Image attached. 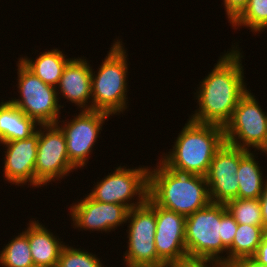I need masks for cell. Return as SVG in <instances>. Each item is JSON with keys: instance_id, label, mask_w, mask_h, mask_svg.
<instances>
[{"instance_id": "obj_1", "label": "cell", "mask_w": 267, "mask_h": 267, "mask_svg": "<svg viewBox=\"0 0 267 267\" xmlns=\"http://www.w3.org/2000/svg\"><path fill=\"white\" fill-rule=\"evenodd\" d=\"M237 46L220 55L212 71L200 81L195 93L199 107L190 120L223 128L230 121L240 98L248 91L241 59L244 55Z\"/></svg>"}, {"instance_id": "obj_2", "label": "cell", "mask_w": 267, "mask_h": 267, "mask_svg": "<svg viewBox=\"0 0 267 267\" xmlns=\"http://www.w3.org/2000/svg\"><path fill=\"white\" fill-rule=\"evenodd\" d=\"M156 166L149 167L148 196L158 206L187 217L211 203L204 176L171 170L161 161Z\"/></svg>"}, {"instance_id": "obj_3", "label": "cell", "mask_w": 267, "mask_h": 267, "mask_svg": "<svg viewBox=\"0 0 267 267\" xmlns=\"http://www.w3.org/2000/svg\"><path fill=\"white\" fill-rule=\"evenodd\" d=\"M224 142L223 127L188 119L173 148L169 154L164 152L160 161L171 170L205 177L216 151Z\"/></svg>"}, {"instance_id": "obj_4", "label": "cell", "mask_w": 267, "mask_h": 267, "mask_svg": "<svg viewBox=\"0 0 267 267\" xmlns=\"http://www.w3.org/2000/svg\"><path fill=\"white\" fill-rule=\"evenodd\" d=\"M114 42L97 74L91 71L92 110L111 116L123 114L128 105L127 50L119 39Z\"/></svg>"}, {"instance_id": "obj_5", "label": "cell", "mask_w": 267, "mask_h": 267, "mask_svg": "<svg viewBox=\"0 0 267 267\" xmlns=\"http://www.w3.org/2000/svg\"><path fill=\"white\" fill-rule=\"evenodd\" d=\"M221 204L210 203L186 217L185 245L188 257L228 262V249L222 244ZM223 252L226 257L221 256ZM220 254V255H219Z\"/></svg>"}, {"instance_id": "obj_6", "label": "cell", "mask_w": 267, "mask_h": 267, "mask_svg": "<svg viewBox=\"0 0 267 267\" xmlns=\"http://www.w3.org/2000/svg\"><path fill=\"white\" fill-rule=\"evenodd\" d=\"M17 88L20 98L9 100L26 116L34 119L39 125L57 124L63 108L56 87L44 83L31 72L20 60L17 62Z\"/></svg>"}, {"instance_id": "obj_7", "label": "cell", "mask_w": 267, "mask_h": 267, "mask_svg": "<svg viewBox=\"0 0 267 267\" xmlns=\"http://www.w3.org/2000/svg\"><path fill=\"white\" fill-rule=\"evenodd\" d=\"M126 221L130 223L123 256L126 267H157L155 202L148 196L142 205L128 211Z\"/></svg>"}, {"instance_id": "obj_8", "label": "cell", "mask_w": 267, "mask_h": 267, "mask_svg": "<svg viewBox=\"0 0 267 267\" xmlns=\"http://www.w3.org/2000/svg\"><path fill=\"white\" fill-rule=\"evenodd\" d=\"M114 170L97 182L88 195L96 201L124 205L129 210L142 205L148 198L149 167L119 166ZM133 199L137 201L134 203Z\"/></svg>"}, {"instance_id": "obj_9", "label": "cell", "mask_w": 267, "mask_h": 267, "mask_svg": "<svg viewBox=\"0 0 267 267\" xmlns=\"http://www.w3.org/2000/svg\"><path fill=\"white\" fill-rule=\"evenodd\" d=\"M250 91V92H249ZM225 142L250 151L260 150L267 139V112L248 90L239 100L230 121L224 126Z\"/></svg>"}, {"instance_id": "obj_10", "label": "cell", "mask_w": 267, "mask_h": 267, "mask_svg": "<svg viewBox=\"0 0 267 267\" xmlns=\"http://www.w3.org/2000/svg\"><path fill=\"white\" fill-rule=\"evenodd\" d=\"M42 127V128H41ZM76 168L70 163L64 132L57 124L40 125L35 162V187L69 176Z\"/></svg>"}, {"instance_id": "obj_11", "label": "cell", "mask_w": 267, "mask_h": 267, "mask_svg": "<svg viewBox=\"0 0 267 267\" xmlns=\"http://www.w3.org/2000/svg\"><path fill=\"white\" fill-rule=\"evenodd\" d=\"M109 117L110 114L102 111L80 110L70 121H57L65 135L69 161L76 170L87 165L89 154L93 151L100 130Z\"/></svg>"}, {"instance_id": "obj_12", "label": "cell", "mask_w": 267, "mask_h": 267, "mask_svg": "<svg viewBox=\"0 0 267 267\" xmlns=\"http://www.w3.org/2000/svg\"><path fill=\"white\" fill-rule=\"evenodd\" d=\"M248 150L226 142L216 151L205 176L211 203L225 204L238 196L237 171Z\"/></svg>"}, {"instance_id": "obj_13", "label": "cell", "mask_w": 267, "mask_h": 267, "mask_svg": "<svg viewBox=\"0 0 267 267\" xmlns=\"http://www.w3.org/2000/svg\"><path fill=\"white\" fill-rule=\"evenodd\" d=\"M157 267H167L188 256L185 245L186 217L155 203Z\"/></svg>"}, {"instance_id": "obj_14", "label": "cell", "mask_w": 267, "mask_h": 267, "mask_svg": "<svg viewBox=\"0 0 267 267\" xmlns=\"http://www.w3.org/2000/svg\"><path fill=\"white\" fill-rule=\"evenodd\" d=\"M69 209L75 228L101 233L113 231L117 226L127 223L129 211L124 205L96 201L87 194L84 199L73 203Z\"/></svg>"}, {"instance_id": "obj_15", "label": "cell", "mask_w": 267, "mask_h": 267, "mask_svg": "<svg viewBox=\"0 0 267 267\" xmlns=\"http://www.w3.org/2000/svg\"><path fill=\"white\" fill-rule=\"evenodd\" d=\"M39 140V128L27 139L13 140L1 143L5 146L3 158L4 178L17 186L28 185L35 187V162Z\"/></svg>"}, {"instance_id": "obj_16", "label": "cell", "mask_w": 267, "mask_h": 267, "mask_svg": "<svg viewBox=\"0 0 267 267\" xmlns=\"http://www.w3.org/2000/svg\"><path fill=\"white\" fill-rule=\"evenodd\" d=\"M91 71L92 67L86 59L72 58L56 86L58 97L74 103L80 110H92Z\"/></svg>"}, {"instance_id": "obj_17", "label": "cell", "mask_w": 267, "mask_h": 267, "mask_svg": "<svg viewBox=\"0 0 267 267\" xmlns=\"http://www.w3.org/2000/svg\"><path fill=\"white\" fill-rule=\"evenodd\" d=\"M23 232L28 236L34 267H56L63 241L38 220H30Z\"/></svg>"}, {"instance_id": "obj_18", "label": "cell", "mask_w": 267, "mask_h": 267, "mask_svg": "<svg viewBox=\"0 0 267 267\" xmlns=\"http://www.w3.org/2000/svg\"><path fill=\"white\" fill-rule=\"evenodd\" d=\"M3 101L0 103V144L27 139L35 134L40 125L9 100Z\"/></svg>"}, {"instance_id": "obj_19", "label": "cell", "mask_w": 267, "mask_h": 267, "mask_svg": "<svg viewBox=\"0 0 267 267\" xmlns=\"http://www.w3.org/2000/svg\"><path fill=\"white\" fill-rule=\"evenodd\" d=\"M39 54L41 55L34 60L25 56L19 60L44 83L56 87L72 58H66L67 56L57 48Z\"/></svg>"}, {"instance_id": "obj_20", "label": "cell", "mask_w": 267, "mask_h": 267, "mask_svg": "<svg viewBox=\"0 0 267 267\" xmlns=\"http://www.w3.org/2000/svg\"><path fill=\"white\" fill-rule=\"evenodd\" d=\"M255 157V153L250 150L239 162L236 173L239 180L237 198L258 199L262 195L267 179H263L262 167Z\"/></svg>"}, {"instance_id": "obj_21", "label": "cell", "mask_w": 267, "mask_h": 267, "mask_svg": "<svg viewBox=\"0 0 267 267\" xmlns=\"http://www.w3.org/2000/svg\"><path fill=\"white\" fill-rule=\"evenodd\" d=\"M264 231L263 226L238 224L232 245L228 248V261L253 257L262 241Z\"/></svg>"}, {"instance_id": "obj_22", "label": "cell", "mask_w": 267, "mask_h": 267, "mask_svg": "<svg viewBox=\"0 0 267 267\" xmlns=\"http://www.w3.org/2000/svg\"><path fill=\"white\" fill-rule=\"evenodd\" d=\"M2 267H34L28 236L20 232L0 251Z\"/></svg>"}, {"instance_id": "obj_23", "label": "cell", "mask_w": 267, "mask_h": 267, "mask_svg": "<svg viewBox=\"0 0 267 267\" xmlns=\"http://www.w3.org/2000/svg\"><path fill=\"white\" fill-rule=\"evenodd\" d=\"M230 24L236 30L241 26L249 27L255 34L267 30V0H249L247 6Z\"/></svg>"}, {"instance_id": "obj_24", "label": "cell", "mask_w": 267, "mask_h": 267, "mask_svg": "<svg viewBox=\"0 0 267 267\" xmlns=\"http://www.w3.org/2000/svg\"><path fill=\"white\" fill-rule=\"evenodd\" d=\"M227 212L237 224L263 226L260 200L236 198L225 203Z\"/></svg>"}, {"instance_id": "obj_25", "label": "cell", "mask_w": 267, "mask_h": 267, "mask_svg": "<svg viewBox=\"0 0 267 267\" xmlns=\"http://www.w3.org/2000/svg\"><path fill=\"white\" fill-rule=\"evenodd\" d=\"M95 255L66 244L61 250L56 267H104V264Z\"/></svg>"}, {"instance_id": "obj_26", "label": "cell", "mask_w": 267, "mask_h": 267, "mask_svg": "<svg viewBox=\"0 0 267 267\" xmlns=\"http://www.w3.org/2000/svg\"><path fill=\"white\" fill-rule=\"evenodd\" d=\"M238 228L237 222L227 212L225 204H221V236L222 244L228 249L234 240Z\"/></svg>"}, {"instance_id": "obj_27", "label": "cell", "mask_w": 267, "mask_h": 267, "mask_svg": "<svg viewBox=\"0 0 267 267\" xmlns=\"http://www.w3.org/2000/svg\"><path fill=\"white\" fill-rule=\"evenodd\" d=\"M167 267H225V264L213 259L187 256L181 260L169 264Z\"/></svg>"}, {"instance_id": "obj_28", "label": "cell", "mask_w": 267, "mask_h": 267, "mask_svg": "<svg viewBox=\"0 0 267 267\" xmlns=\"http://www.w3.org/2000/svg\"><path fill=\"white\" fill-rule=\"evenodd\" d=\"M248 2L249 0H223L229 23H231L243 11Z\"/></svg>"}, {"instance_id": "obj_29", "label": "cell", "mask_w": 267, "mask_h": 267, "mask_svg": "<svg viewBox=\"0 0 267 267\" xmlns=\"http://www.w3.org/2000/svg\"><path fill=\"white\" fill-rule=\"evenodd\" d=\"M225 267H267L253 257L238 258L225 263Z\"/></svg>"}, {"instance_id": "obj_30", "label": "cell", "mask_w": 267, "mask_h": 267, "mask_svg": "<svg viewBox=\"0 0 267 267\" xmlns=\"http://www.w3.org/2000/svg\"><path fill=\"white\" fill-rule=\"evenodd\" d=\"M253 258L259 263L267 266V230L264 231L262 241Z\"/></svg>"}, {"instance_id": "obj_31", "label": "cell", "mask_w": 267, "mask_h": 267, "mask_svg": "<svg viewBox=\"0 0 267 267\" xmlns=\"http://www.w3.org/2000/svg\"><path fill=\"white\" fill-rule=\"evenodd\" d=\"M261 212H262V220H263V228L267 230V182L262 191V195L259 197Z\"/></svg>"}, {"instance_id": "obj_32", "label": "cell", "mask_w": 267, "mask_h": 267, "mask_svg": "<svg viewBox=\"0 0 267 267\" xmlns=\"http://www.w3.org/2000/svg\"><path fill=\"white\" fill-rule=\"evenodd\" d=\"M260 153H265L267 154V139H266V142L265 144L260 148ZM267 156V155H266Z\"/></svg>"}]
</instances>
